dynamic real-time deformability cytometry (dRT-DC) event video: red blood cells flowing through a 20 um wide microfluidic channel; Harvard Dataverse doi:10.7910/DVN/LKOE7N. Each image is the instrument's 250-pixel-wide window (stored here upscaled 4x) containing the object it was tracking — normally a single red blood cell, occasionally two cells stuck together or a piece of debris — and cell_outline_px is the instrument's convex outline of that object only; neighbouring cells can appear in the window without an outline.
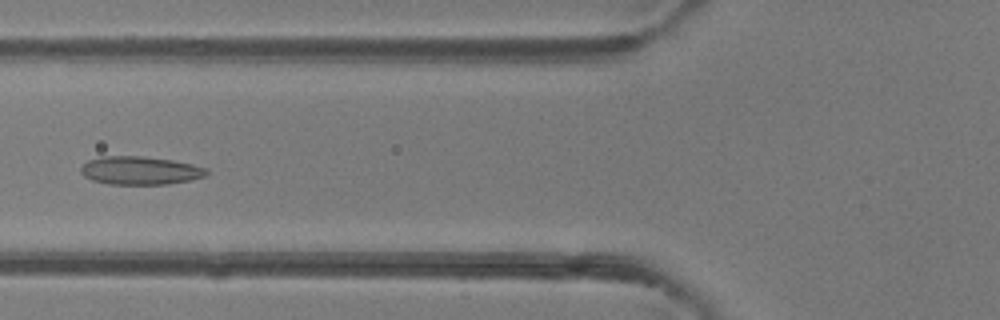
{"species": "common noctule bat (a hibernating species)", "species_latin": "Nyctalus noctula", "temperature_condition": "room temperature", "stored_images_in_passage": 16, "camera_frame_rate_fps": 3000, "um_per_image_px": 0.085, "animal": {"sex": "female"}, "frame": {"image": 1, "passage_image": 4, "time_ms": 1.0, "image_size_px": [1000, 320], "cell_outline_px": [[208, 176], [192, 180], [168, 184], [108, 184], [92, 180], [84, 176], [80, 172], [80, 168], [88, 160], [100, 156], [144, 156], [172, 160], [192, 164], [208, 168]], "centroid_in_image_um": [11.94, 14.49], "position_along_channel_um": 113.9, "area_um2": 20.92}}
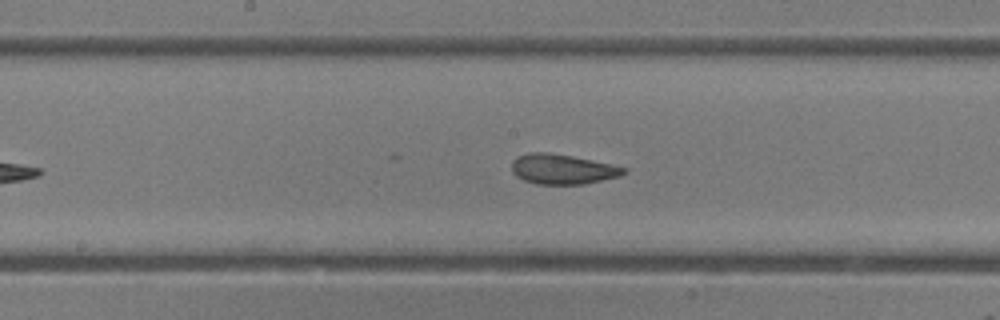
{"frame": {"image": 2, "passage_image": 10, "time_ms": 3.0, "image_size_px": [1000, 320], "cell_outline_px": [[628, 172], [620, 176], [584, 184], [536, 184], [524, 180], [516, 176], [512, 172], [512, 160], [516, 156], [528, 152], [548, 152], [572, 156], [612, 164], [628, 168]], "centroid_in_image_um": [47.81, 14.37], "position_along_channel_um": 200.4, "area_um2": 19.77}}
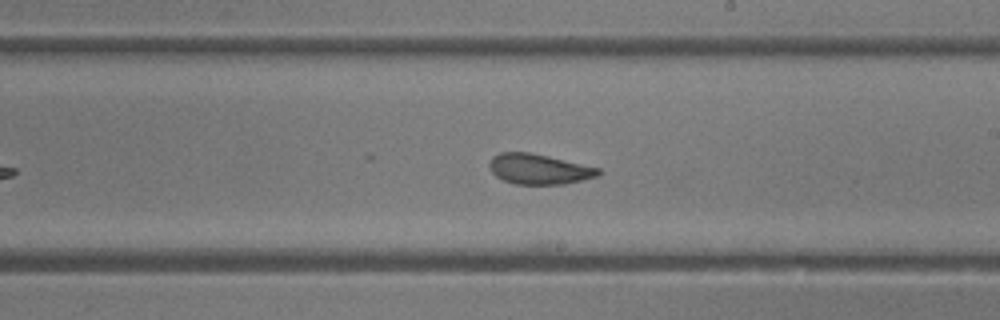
{"frame": {"image": 3, "passage_image": 13, "time_ms": 4.0, "image_size_px": [1000, 320], "cell_outline_px": [[600, 176], [564, 184], [516, 184], [504, 180], [496, 176], [492, 172], [488, 164], [492, 156], [500, 152], [528, 152], [548, 156], [600, 168]], "centroid_in_image_um": [45.81, 14.37], "position_along_channel_um": 243.2, "area_um2": 19.19}}